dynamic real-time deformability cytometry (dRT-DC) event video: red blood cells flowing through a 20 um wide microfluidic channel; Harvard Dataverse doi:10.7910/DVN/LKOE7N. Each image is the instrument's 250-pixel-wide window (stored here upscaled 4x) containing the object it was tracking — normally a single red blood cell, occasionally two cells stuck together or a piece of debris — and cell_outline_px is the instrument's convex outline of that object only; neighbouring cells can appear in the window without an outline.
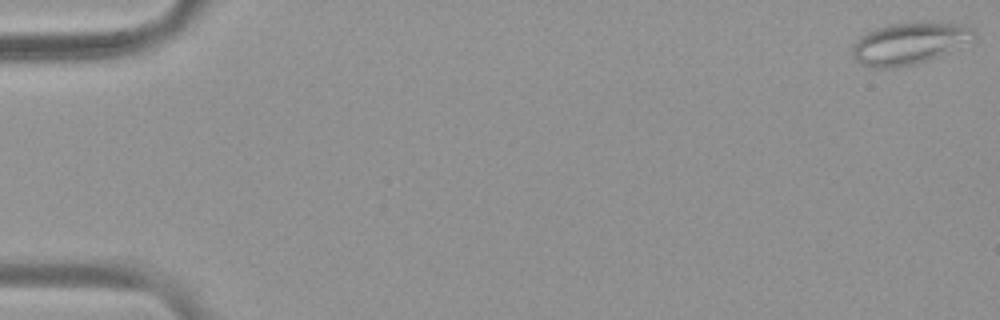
{"species": "common noctule bat (a hibernating species)", "species_latin": "Nyctalus noctula", "temperature_condition": "warm", "stored_images_in_passage": 55, "camera_frame_rate_fps": 3000, "um_per_image_px": 0.085, "animal": {"sex": "female", "body_mass_g": 19.9}, "frame": {"image": 1, "passage_image": 1, "time_ms": 0.0, "image_size_px": [1000, 320], "cell_outline_px": [[976, 32], [972, 36], [948, 52], [928, 60], [916, 64], [892, 68], [868, 68], [860, 64], [852, 56], [852, 44], [860, 36], [876, 28], [888, 24], [920, 20], [940, 20], [972, 24]], "centroid_in_image_um": [77.28, 3.63], "position_along_channel_um": 7.7, "area_um2": 30.46}}
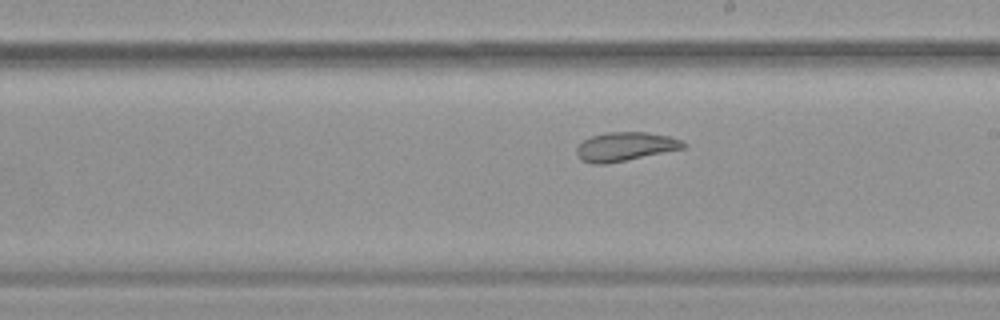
{"frame": {"image": 2, "passage_image": 32, "time_ms": 10.333, "image_size_px": [1000, 320], "cell_outline_px": [[688, 144], [684, 148], [608, 164], [592, 164], [580, 160], [576, 156], [576, 148], [584, 140], [592, 136], [608, 132], [648, 132], [668, 136], [680, 140]], "centroid_in_image_um": [53.11, 12.47], "position_along_channel_um": 235.9, "area_um2": 17.98}}
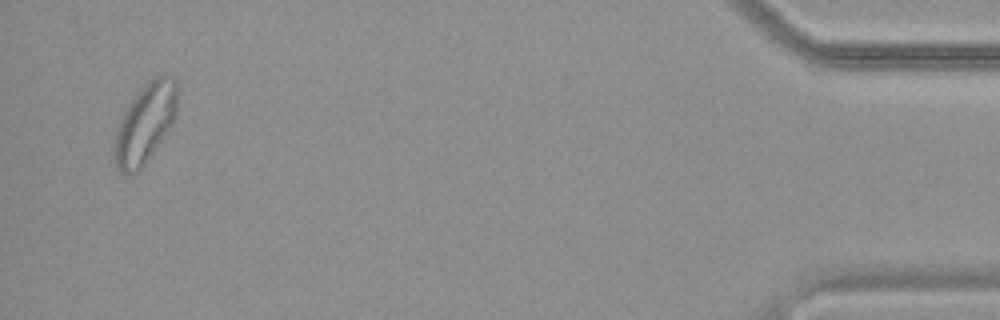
{"frame": {"image": 3, "passage_image": 53, "time_ms": 17.333, "image_size_px": [1000, 320], "cell_outline_px": [[176, 116], [172, 124], [144, 164], [136, 172], [124, 172], [116, 168], [112, 160], [112, 148], [116, 132], [120, 120], [128, 104], [152, 76], [160, 72], [172, 76], [176, 80]], "centroid_in_image_um": [12.31, 10.45], "position_along_channel_um": 422.9, "area_um2": 29.07}, "authors_computed_cell_mechanics": {"area_um2": 25.0852, "velocity_mm_per_s": 3.7581, "shape_relaxation_time_tau1_ms": null, "shape_relaxation_time_tau2_ms": 2.3107, "deformation_change_tau1": null, "deformation_change_tau2": 0.0908}}